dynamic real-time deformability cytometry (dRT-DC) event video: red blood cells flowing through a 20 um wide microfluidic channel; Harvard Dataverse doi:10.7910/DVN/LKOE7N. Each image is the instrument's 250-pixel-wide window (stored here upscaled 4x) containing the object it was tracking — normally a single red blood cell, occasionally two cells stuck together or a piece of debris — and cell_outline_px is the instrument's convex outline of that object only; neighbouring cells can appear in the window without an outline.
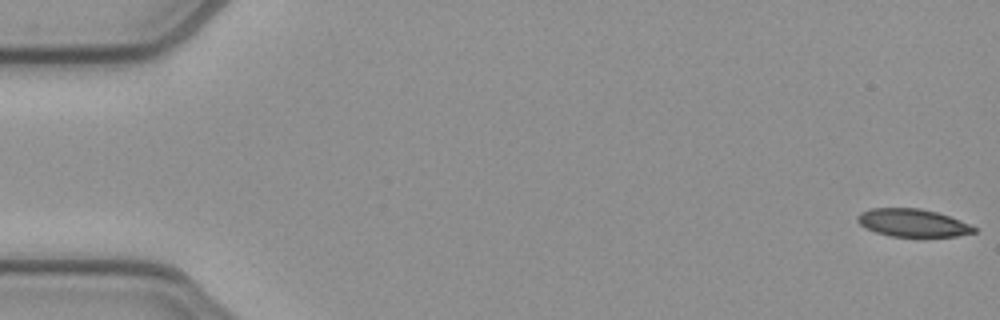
{"species": "common noctule bat (a hibernating species)", "species_latin": "Nyctalus noctula", "temperature_condition": "cold", "stored_images_in_passage": 52, "camera_frame_rate_fps": 3000, "um_per_image_px": 0.085, "animal": {"sex": "female", "body_mass_g": 21.9}, "frame": {"image": 1, "passage_image": 1, "time_ms": 0.0, "image_size_px": [1000, 320], "cell_outline_px": [[976, 232], [956, 236], [892, 236], [876, 232], [860, 224], [856, 220], [856, 216], [860, 212], [872, 208], [920, 208], [936, 212], [960, 220], [976, 228]], "centroid_in_image_um": [77.55, 18.93], "position_along_channel_um": 7.4, "area_um2": 18.61}}
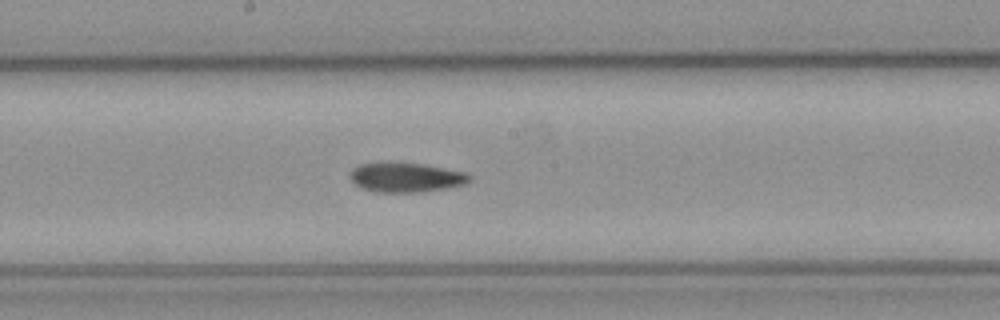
{"frame": {"image": 2, "passage_image": 28, "time_ms": 9.0, "image_size_px": [1000, 320], "cell_outline_px": [[472, 180], [464, 184], [448, 188], [420, 192], [376, 192], [364, 188], [356, 184], [348, 176], [352, 168], [360, 164], [384, 160], [388, 160], [424, 164], [464, 172], [472, 176]], "centroid_in_image_um": [34.48, 15.04], "position_along_channel_um": 213.7, "area_um2": 21.1}}
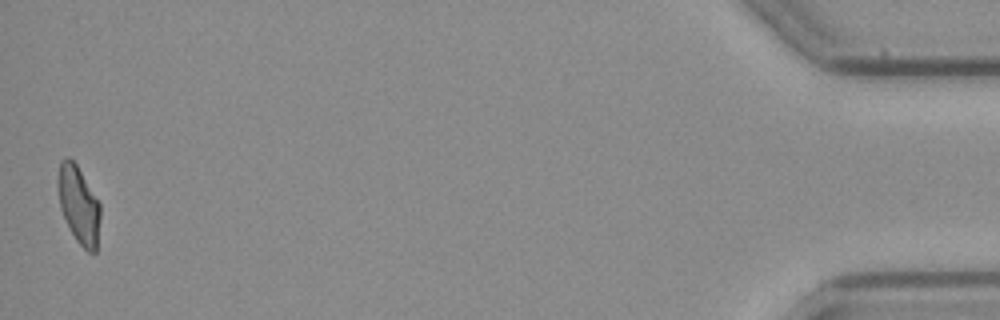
{"frame": {"image": 3, "passage_image": 52, "time_ms": 17.0, "image_size_px": [1000, 320], "cell_outline_px": [[100, 216], [96, 252], [88, 252], [76, 240], [60, 208], [56, 184], [56, 180], [60, 160], [68, 156], [76, 164], [100, 204]], "centroid_in_image_um": [6.66, 17.37], "position_along_channel_um": 428.5, "area_um2": 19.02}, "authors_computed_cell_mechanics": {"area_um2": 20.519, "velocity_mm_per_s": 3.9177, "shape_relaxation_time_tau1_ms": 6.7211, "shape_relaxation_time_tau2_ms": 5.4952, "deformation_change_tau1": 0.1752, "deformation_change_tau2": 0.1284}}